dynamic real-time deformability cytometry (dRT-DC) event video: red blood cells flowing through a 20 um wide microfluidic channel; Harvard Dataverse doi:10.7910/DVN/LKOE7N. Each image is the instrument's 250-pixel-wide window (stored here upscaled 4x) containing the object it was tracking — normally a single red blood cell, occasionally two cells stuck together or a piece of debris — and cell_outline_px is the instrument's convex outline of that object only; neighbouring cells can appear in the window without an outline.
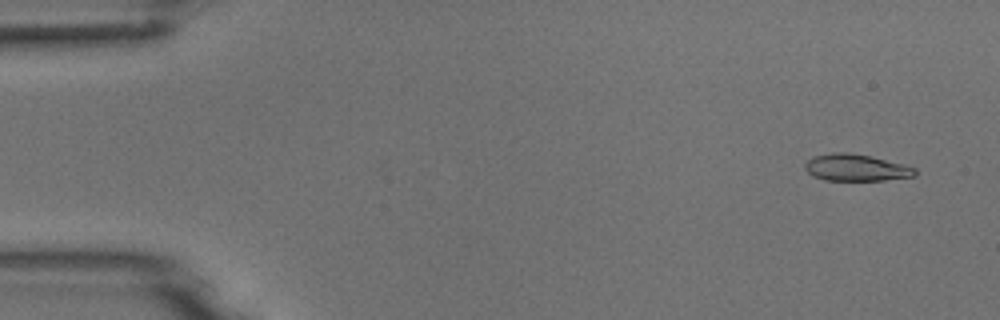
{"species": "common noctule bat (a hibernating species)", "species_latin": "Nyctalus noctula", "temperature_condition": "room temperature", "stored_images_in_passage": 6, "camera_frame_rate_fps": 3000, "um_per_image_px": 0.085, "animal": {"sex": "male", "body_mass_g": 18.8}, "frame": {"image": 1, "passage_image": 1, "time_ms": 0.0, "image_size_px": [1000, 320], "cell_outline_px": [[916, 176], [884, 180], [824, 180], [812, 176], [804, 168], [804, 164], [812, 156], [832, 152], [844, 152], [868, 156], [904, 164], [916, 168]], "centroid_in_image_um": [72.73, 14.25], "position_along_channel_um": 12.3, "area_um2": 17.17}}
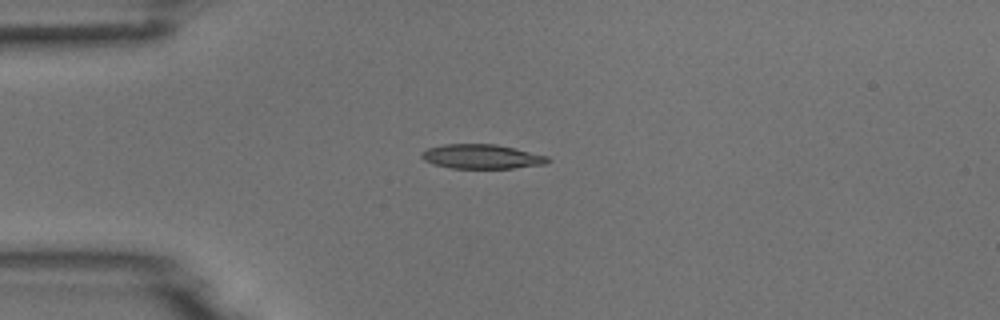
{"frame": {"image": 2, "passage_image": 4, "time_ms": 1.0, "image_size_px": [1000, 320], "cell_outline_px": [[552, 160], [544, 164], [512, 168], [452, 168], [432, 164], [424, 160], [420, 156], [420, 152], [428, 148], [444, 144], [496, 144], [548, 156]], "centroid_in_image_um": [40.91, 13.3], "position_along_channel_um": 44.1, "area_um2": 17.92}}
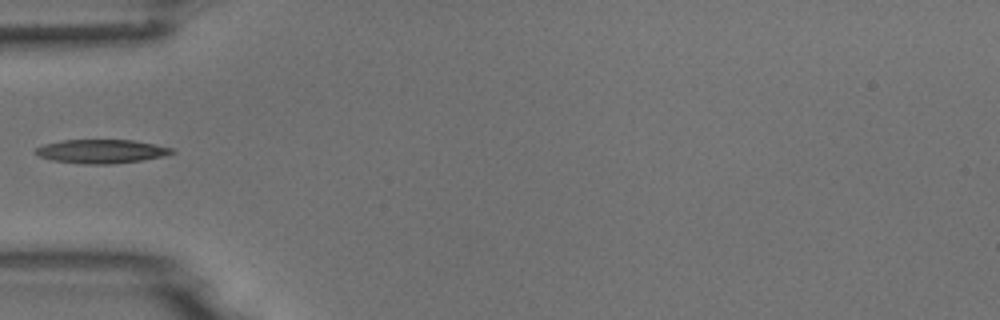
{"frame": {"image": 3, "passage_image": 5, "time_ms": 1.333, "image_size_px": [1000, 320], "cell_outline_px": [[176, 152], [164, 156], [144, 160], [108, 164], [80, 164], [52, 160], [40, 156], [32, 152], [36, 148], [44, 144], [60, 140], [132, 140], [156, 144], [172, 148]], "centroid_in_image_um": [8.61, 12.86], "position_along_channel_um": 76.4, "area_um2": 19.02}}